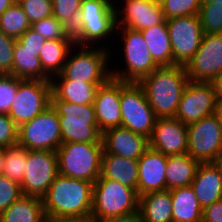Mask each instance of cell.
<instances>
[{
  "label": "cell",
  "mask_w": 222,
  "mask_h": 222,
  "mask_svg": "<svg viewBox=\"0 0 222 222\" xmlns=\"http://www.w3.org/2000/svg\"><path fill=\"white\" fill-rule=\"evenodd\" d=\"M189 82L182 65L162 66L138 83L157 118L175 117L183 91Z\"/></svg>",
  "instance_id": "1"
},
{
  "label": "cell",
  "mask_w": 222,
  "mask_h": 222,
  "mask_svg": "<svg viewBox=\"0 0 222 222\" xmlns=\"http://www.w3.org/2000/svg\"><path fill=\"white\" fill-rule=\"evenodd\" d=\"M187 141V125L175 117L157 118L149 138V147L170 156L176 153H187Z\"/></svg>",
  "instance_id": "19"
},
{
  "label": "cell",
  "mask_w": 222,
  "mask_h": 222,
  "mask_svg": "<svg viewBox=\"0 0 222 222\" xmlns=\"http://www.w3.org/2000/svg\"><path fill=\"white\" fill-rule=\"evenodd\" d=\"M212 163L215 165V167L218 169V171H219V174H220V176H221V178H222V153L218 156V157H216L213 161H212Z\"/></svg>",
  "instance_id": "49"
},
{
  "label": "cell",
  "mask_w": 222,
  "mask_h": 222,
  "mask_svg": "<svg viewBox=\"0 0 222 222\" xmlns=\"http://www.w3.org/2000/svg\"><path fill=\"white\" fill-rule=\"evenodd\" d=\"M100 177L117 181L137 191L138 160L108 154L103 151Z\"/></svg>",
  "instance_id": "24"
},
{
  "label": "cell",
  "mask_w": 222,
  "mask_h": 222,
  "mask_svg": "<svg viewBox=\"0 0 222 222\" xmlns=\"http://www.w3.org/2000/svg\"><path fill=\"white\" fill-rule=\"evenodd\" d=\"M199 19L203 33H222V3L201 4Z\"/></svg>",
  "instance_id": "35"
},
{
  "label": "cell",
  "mask_w": 222,
  "mask_h": 222,
  "mask_svg": "<svg viewBox=\"0 0 222 222\" xmlns=\"http://www.w3.org/2000/svg\"><path fill=\"white\" fill-rule=\"evenodd\" d=\"M0 222H46L42 199L22 195L0 214Z\"/></svg>",
  "instance_id": "29"
},
{
  "label": "cell",
  "mask_w": 222,
  "mask_h": 222,
  "mask_svg": "<svg viewBox=\"0 0 222 222\" xmlns=\"http://www.w3.org/2000/svg\"><path fill=\"white\" fill-rule=\"evenodd\" d=\"M93 182L58 174L42 198L46 218L91 217Z\"/></svg>",
  "instance_id": "2"
},
{
  "label": "cell",
  "mask_w": 222,
  "mask_h": 222,
  "mask_svg": "<svg viewBox=\"0 0 222 222\" xmlns=\"http://www.w3.org/2000/svg\"><path fill=\"white\" fill-rule=\"evenodd\" d=\"M154 62L159 66H173V52L166 20L140 31Z\"/></svg>",
  "instance_id": "28"
},
{
  "label": "cell",
  "mask_w": 222,
  "mask_h": 222,
  "mask_svg": "<svg viewBox=\"0 0 222 222\" xmlns=\"http://www.w3.org/2000/svg\"><path fill=\"white\" fill-rule=\"evenodd\" d=\"M155 3L160 4L161 2H163L164 0H153Z\"/></svg>",
  "instance_id": "53"
},
{
  "label": "cell",
  "mask_w": 222,
  "mask_h": 222,
  "mask_svg": "<svg viewBox=\"0 0 222 222\" xmlns=\"http://www.w3.org/2000/svg\"><path fill=\"white\" fill-rule=\"evenodd\" d=\"M18 144V127L8 114H0V148Z\"/></svg>",
  "instance_id": "42"
},
{
  "label": "cell",
  "mask_w": 222,
  "mask_h": 222,
  "mask_svg": "<svg viewBox=\"0 0 222 222\" xmlns=\"http://www.w3.org/2000/svg\"><path fill=\"white\" fill-rule=\"evenodd\" d=\"M51 106V83L19 79L18 90L8 116L17 127L29 122Z\"/></svg>",
  "instance_id": "12"
},
{
  "label": "cell",
  "mask_w": 222,
  "mask_h": 222,
  "mask_svg": "<svg viewBox=\"0 0 222 222\" xmlns=\"http://www.w3.org/2000/svg\"><path fill=\"white\" fill-rule=\"evenodd\" d=\"M184 67L192 82H212L222 74V33L204 34L199 49Z\"/></svg>",
  "instance_id": "15"
},
{
  "label": "cell",
  "mask_w": 222,
  "mask_h": 222,
  "mask_svg": "<svg viewBox=\"0 0 222 222\" xmlns=\"http://www.w3.org/2000/svg\"><path fill=\"white\" fill-rule=\"evenodd\" d=\"M21 183L22 194L43 198L58 173L55 151L27 150V165Z\"/></svg>",
  "instance_id": "14"
},
{
  "label": "cell",
  "mask_w": 222,
  "mask_h": 222,
  "mask_svg": "<svg viewBox=\"0 0 222 222\" xmlns=\"http://www.w3.org/2000/svg\"><path fill=\"white\" fill-rule=\"evenodd\" d=\"M114 5L111 0H81L80 13L71 30L75 45L97 46L116 33Z\"/></svg>",
  "instance_id": "3"
},
{
  "label": "cell",
  "mask_w": 222,
  "mask_h": 222,
  "mask_svg": "<svg viewBox=\"0 0 222 222\" xmlns=\"http://www.w3.org/2000/svg\"><path fill=\"white\" fill-rule=\"evenodd\" d=\"M173 52V65L185 66L199 49L203 29L199 15L174 17L166 20Z\"/></svg>",
  "instance_id": "13"
},
{
  "label": "cell",
  "mask_w": 222,
  "mask_h": 222,
  "mask_svg": "<svg viewBox=\"0 0 222 222\" xmlns=\"http://www.w3.org/2000/svg\"><path fill=\"white\" fill-rule=\"evenodd\" d=\"M200 162L187 153L168 156L165 169L166 190L191 186Z\"/></svg>",
  "instance_id": "25"
},
{
  "label": "cell",
  "mask_w": 222,
  "mask_h": 222,
  "mask_svg": "<svg viewBox=\"0 0 222 222\" xmlns=\"http://www.w3.org/2000/svg\"><path fill=\"white\" fill-rule=\"evenodd\" d=\"M124 2L121 9L115 4L117 27L141 31L165 21L161 5L153 0H124Z\"/></svg>",
  "instance_id": "17"
},
{
  "label": "cell",
  "mask_w": 222,
  "mask_h": 222,
  "mask_svg": "<svg viewBox=\"0 0 222 222\" xmlns=\"http://www.w3.org/2000/svg\"><path fill=\"white\" fill-rule=\"evenodd\" d=\"M16 39L0 30V75H12Z\"/></svg>",
  "instance_id": "40"
},
{
  "label": "cell",
  "mask_w": 222,
  "mask_h": 222,
  "mask_svg": "<svg viewBox=\"0 0 222 222\" xmlns=\"http://www.w3.org/2000/svg\"><path fill=\"white\" fill-rule=\"evenodd\" d=\"M101 139L105 153L133 160H139L149 148V138L123 127L104 131Z\"/></svg>",
  "instance_id": "20"
},
{
  "label": "cell",
  "mask_w": 222,
  "mask_h": 222,
  "mask_svg": "<svg viewBox=\"0 0 222 222\" xmlns=\"http://www.w3.org/2000/svg\"><path fill=\"white\" fill-rule=\"evenodd\" d=\"M139 196L131 187L99 177L93 185L91 218L94 221L138 211Z\"/></svg>",
  "instance_id": "7"
},
{
  "label": "cell",
  "mask_w": 222,
  "mask_h": 222,
  "mask_svg": "<svg viewBox=\"0 0 222 222\" xmlns=\"http://www.w3.org/2000/svg\"><path fill=\"white\" fill-rule=\"evenodd\" d=\"M202 222H222V199L203 209Z\"/></svg>",
  "instance_id": "44"
},
{
  "label": "cell",
  "mask_w": 222,
  "mask_h": 222,
  "mask_svg": "<svg viewBox=\"0 0 222 222\" xmlns=\"http://www.w3.org/2000/svg\"><path fill=\"white\" fill-rule=\"evenodd\" d=\"M74 47L75 50H79L75 51ZM108 47L73 46L67 55L61 74L67 80L75 82L106 83L111 78V68L108 63L112 59L110 55L112 51H109Z\"/></svg>",
  "instance_id": "5"
},
{
  "label": "cell",
  "mask_w": 222,
  "mask_h": 222,
  "mask_svg": "<svg viewBox=\"0 0 222 222\" xmlns=\"http://www.w3.org/2000/svg\"><path fill=\"white\" fill-rule=\"evenodd\" d=\"M217 113L219 114L220 118H221V122H222V106H218V111Z\"/></svg>",
  "instance_id": "52"
},
{
  "label": "cell",
  "mask_w": 222,
  "mask_h": 222,
  "mask_svg": "<svg viewBox=\"0 0 222 222\" xmlns=\"http://www.w3.org/2000/svg\"><path fill=\"white\" fill-rule=\"evenodd\" d=\"M30 23L53 15L52 0H18Z\"/></svg>",
  "instance_id": "38"
},
{
  "label": "cell",
  "mask_w": 222,
  "mask_h": 222,
  "mask_svg": "<svg viewBox=\"0 0 222 222\" xmlns=\"http://www.w3.org/2000/svg\"><path fill=\"white\" fill-rule=\"evenodd\" d=\"M74 40H46L39 58L44 73L51 79L61 74Z\"/></svg>",
  "instance_id": "31"
},
{
  "label": "cell",
  "mask_w": 222,
  "mask_h": 222,
  "mask_svg": "<svg viewBox=\"0 0 222 222\" xmlns=\"http://www.w3.org/2000/svg\"><path fill=\"white\" fill-rule=\"evenodd\" d=\"M95 222H143L139 210L130 214L111 217Z\"/></svg>",
  "instance_id": "45"
},
{
  "label": "cell",
  "mask_w": 222,
  "mask_h": 222,
  "mask_svg": "<svg viewBox=\"0 0 222 222\" xmlns=\"http://www.w3.org/2000/svg\"><path fill=\"white\" fill-rule=\"evenodd\" d=\"M51 106L59 118L62 143H102L93 104L76 105L51 94Z\"/></svg>",
  "instance_id": "4"
},
{
  "label": "cell",
  "mask_w": 222,
  "mask_h": 222,
  "mask_svg": "<svg viewBox=\"0 0 222 222\" xmlns=\"http://www.w3.org/2000/svg\"><path fill=\"white\" fill-rule=\"evenodd\" d=\"M19 79L13 75H0V114H8L15 99Z\"/></svg>",
  "instance_id": "39"
},
{
  "label": "cell",
  "mask_w": 222,
  "mask_h": 222,
  "mask_svg": "<svg viewBox=\"0 0 222 222\" xmlns=\"http://www.w3.org/2000/svg\"><path fill=\"white\" fill-rule=\"evenodd\" d=\"M56 78V80H55ZM51 94L59 100L76 105L93 104L97 88L105 83H88L67 80L62 74L50 79Z\"/></svg>",
  "instance_id": "23"
},
{
  "label": "cell",
  "mask_w": 222,
  "mask_h": 222,
  "mask_svg": "<svg viewBox=\"0 0 222 222\" xmlns=\"http://www.w3.org/2000/svg\"><path fill=\"white\" fill-rule=\"evenodd\" d=\"M18 144L27 150L56 152L62 137L59 118L52 106L18 127Z\"/></svg>",
  "instance_id": "10"
},
{
  "label": "cell",
  "mask_w": 222,
  "mask_h": 222,
  "mask_svg": "<svg viewBox=\"0 0 222 222\" xmlns=\"http://www.w3.org/2000/svg\"><path fill=\"white\" fill-rule=\"evenodd\" d=\"M5 165V148H0V175L3 174Z\"/></svg>",
  "instance_id": "50"
},
{
  "label": "cell",
  "mask_w": 222,
  "mask_h": 222,
  "mask_svg": "<svg viewBox=\"0 0 222 222\" xmlns=\"http://www.w3.org/2000/svg\"><path fill=\"white\" fill-rule=\"evenodd\" d=\"M22 195L20 184L0 175V214Z\"/></svg>",
  "instance_id": "41"
},
{
  "label": "cell",
  "mask_w": 222,
  "mask_h": 222,
  "mask_svg": "<svg viewBox=\"0 0 222 222\" xmlns=\"http://www.w3.org/2000/svg\"><path fill=\"white\" fill-rule=\"evenodd\" d=\"M12 75L24 80L50 81V78L43 71L36 50L24 48L17 39L14 46Z\"/></svg>",
  "instance_id": "30"
},
{
  "label": "cell",
  "mask_w": 222,
  "mask_h": 222,
  "mask_svg": "<svg viewBox=\"0 0 222 222\" xmlns=\"http://www.w3.org/2000/svg\"><path fill=\"white\" fill-rule=\"evenodd\" d=\"M24 48L30 50H36L38 55H40L41 49L46 41V39L39 33L35 32L29 28L20 38L17 39Z\"/></svg>",
  "instance_id": "43"
},
{
  "label": "cell",
  "mask_w": 222,
  "mask_h": 222,
  "mask_svg": "<svg viewBox=\"0 0 222 222\" xmlns=\"http://www.w3.org/2000/svg\"><path fill=\"white\" fill-rule=\"evenodd\" d=\"M121 127L150 138L157 117L139 83L121 81Z\"/></svg>",
  "instance_id": "9"
},
{
  "label": "cell",
  "mask_w": 222,
  "mask_h": 222,
  "mask_svg": "<svg viewBox=\"0 0 222 222\" xmlns=\"http://www.w3.org/2000/svg\"><path fill=\"white\" fill-rule=\"evenodd\" d=\"M165 20L199 13L201 0H164L160 3Z\"/></svg>",
  "instance_id": "36"
},
{
  "label": "cell",
  "mask_w": 222,
  "mask_h": 222,
  "mask_svg": "<svg viewBox=\"0 0 222 222\" xmlns=\"http://www.w3.org/2000/svg\"><path fill=\"white\" fill-rule=\"evenodd\" d=\"M56 153L59 174L93 183L100 177L102 143H62Z\"/></svg>",
  "instance_id": "6"
},
{
  "label": "cell",
  "mask_w": 222,
  "mask_h": 222,
  "mask_svg": "<svg viewBox=\"0 0 222 222\" xmlns=\"http://www.w3.org/2000/svg\"><path fill=\"white\" fill-rule=\"evenodd\" d=\"M53 16L72 30L80 13L81 0H52Z\"/></svg>",
  "instance_id": "37"
},
{
  "label": "cell",
  "mask_w": 222,
  "mask_h": 222,
  "mask_svg": "<svg viewBox=\"0 0 222 222\" xmlns=\"http://www.w3.org/2000/svg\"><path fill=\"white\" fill-rule=\"evenodd\" d=\"M120 29V30H119ZM121 31L125 68L111 69V77L124 82L138 83L144 77L150 75L159 66L154 62L142 33L124 27H117Z\"/></svg>",
  "instance_id": "8"
},
{
  "label": "cell",
  "mask_w": 222,
  "mask_h": 222,
  "mask_svg": "<svg viewBox=\"0 0 222 222\" xmlns=\"http://www.w3.org/2000/svg\"><path fill=\"white\" fill-rule=\"evenodd\" d=\"M16 0H0V15L3 14Z\"/></svg>",
  "instance_id": "48"
},
{
  "label": "cell",
  "mask_w": 222,
  "mask_h": 222,
  "mask_svg": "<svg viewBox=\"0 0 222 222\" xmlns=\"http://www.w3.org/2000/svg\"><path fill=\"white\" fill-rule=\"evenodd\" d=\"M27 165V149L19 144L5 148V165L3 176L21 185Z\"/></svg>",
  "instance_id": "33"
},
{
  "label": "cell",
  "mask_w": 222,
  "mask_h": 222,
  "mask_svg": "<svg viewBox=\"0 0 222 222\" xmlns=\"http://www.w3.org/2000/svg\"><path fill=\"white\" fill-rule=\"evenodd\" d=\"M29 28H31V23L18 2L0 15V30L8 36L18 39Z\"/></svg>",
  "instance_id": "32"
},
{
  "label": "cell",
  "mask_w": 222,
  "mask_h": 222,
  "mask_svg": "<svg viewBox=\"0 0 222 222\" xmlns=\"http://www.w3.org/2000/svg\"><path fill=\"white\" fill-rule=\"evenodd\" d=\"M173 222H202L203 209L191 186L170 190Z\"/></svg>",
  "instance_id": "27"
},
{
  "label": "cell",
  "mask_w": 222,
  "mask_h": 222,
  "mask_svg": "<svg viewBox=\"0 0 222 222\" xmlns=\"http://www.w3.org/2000/svg\"><path fill=\"white\" fill-rule=\"evenodd\" d=\"M168 156L148 148L138 160L137 194L142 196L150 192L165 191V169Z\"/></svg>",
  "instance_id": "21"
},
{
  "label": "cell",
  "mask_w": 222,
  "mask_h": 222,
  "mask_svg": "<svg viewBox=\"0 0 222 222\" xmlns=\"http://www.w3.org/2000/svg\"><path fill=\"white\" fill-rule=\"evenodd\" d=\"M191 187L202 209L222 199V178L212 162L199 164Z\"/></svg>",
  "instance_id": "22"
},
{
  "label": "cell",
  "mask_w": 222,
  "mask_h": 222,
  "mask_svg": "<svg viewBox=\"0 0 222 222\" xmlns=\"http://www.w3.org/2000/svg\"><path fill=\"white\" fill-rule=\"evenodd\" d=\"M217 111L218 104L212 83L189 81L183 91L175 118L189 125Z\"/></svg>",
  "instance_id": "16"
},
{
  "label": "cell",
  "mask_w": 222,
  "mask_h": 222,
  "mask_svg": "<svg viewBox=\"0 0 222 222\" xmlns=\"http://www.w3.org/2000/svg\"><path fill=\"white\" fill-rule=\"evenodd\" d=\"M46 222H95L91 217L85 216H60L46 218Z\"/></svg>",
  "instance_id": "46"
},
{
  "label": "cell",
  "mask_w": 222,
  "mask_h": 222,
  "mask_svg": "<svg viewBox=\"0 0 222 222\" xmlns=\"http://www.w3.org/2000/svg\"><path fill=\"white\" fill-rule=\"evenodd\" d=\"M138 210L143 222H173L170 190L140 196Z\"/></svg>",
  "instance_id": "26"
},
{
  "label": "cell",
  "mask_w": 222,
  "mask_h": 222,
  "mask_svg": "<svg viewBox=\"0 0 222 222\" xmlns=\"http://www.w3.org/2000/svg\"><path fill=\"white\" fill-rule=\"evenodd\" d=\"M187 154L200 163L212 162L222 153V122L218 113L187 125Z\"/></svg>",
  "instance_id": "11"
},
{
  "label": "cell",
  "mask_w": 222,
  "mask_h": 222,
  "mask_svg": "<svg viewBox=\"0 0 222 222\" xmlns=\"http://www.w3.org/2000/svg\"><path fill=\"white\" fill-rule=\"evenodd\" d=\"M31 29L46 40H74L71 30L53 15L40 21L33 22Z\"/></svg>",
  "instance_id": "34"
},
{
  "label": "cell",
  "mask_w": 222,
  "mask_h": 222,
  "mask_svg": "<svg viewBox=\"0 0 222 222\" xmlns=\"http://www.w3.org/2000/svg\"><path fill=\"white\" fill-rule=\"evenodd\" d=\"M218 106H222V74L215 78L212 82Z\"/></svg>",
  "instance_id": "47"
},
{
  "label": "cell",
  "mask_w": 222,
  "mask_h": 222,
  "mask_svg": "<svg viewBox=\"0 0 222 222\" xmlns=\"http://www.w3.org/2000/svg\"><path fill=\"white\" fill-rule=\"evenodd\" d=\"M222 3V0H201V4Z\"/></svg>",
  "instance_id": "51"
},
{
  "label": "cell",
  "mask_w": 222,
  "mask_h": 222,
  "mask_svg": "<svg viewBox=\"0 0 222 222\" xmlns=\"http://www.w3.org/2000/svg\"><path fill=\"white\" fill-rule=\"evenodd\" d=\"M120 94L121 81L112 77L97 88L93 106L101 133L111 128L121 127Z\"/></svg>",
  "instance_id": "18"
}]
</instances>
